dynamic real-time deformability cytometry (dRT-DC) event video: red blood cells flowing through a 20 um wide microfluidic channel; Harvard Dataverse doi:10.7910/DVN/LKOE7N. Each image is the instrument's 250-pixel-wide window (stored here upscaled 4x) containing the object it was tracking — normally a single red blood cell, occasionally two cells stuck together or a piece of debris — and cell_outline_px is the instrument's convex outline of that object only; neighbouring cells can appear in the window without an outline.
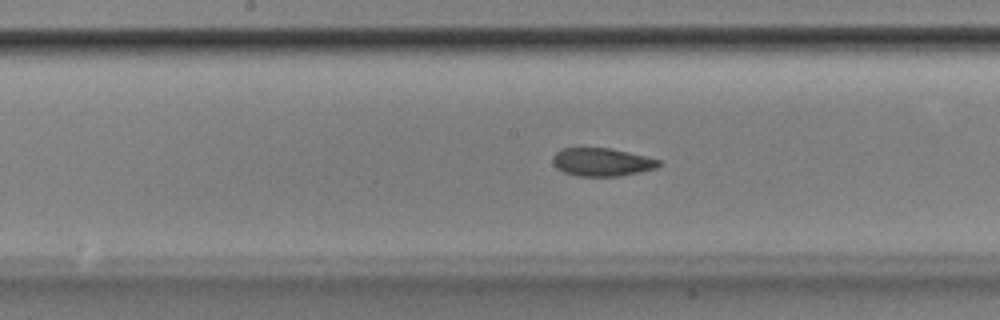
{"species": "Egyptian fruit bat (a non-hibernating species)", "species_latin": "Rousettus aegyptiacus", "temperature_condition": "room temperature", "stored_images_in_passage": 53, "camera_frame_rate_fps": 3000, "um_per_image_px": 0.085, "animal": {"sex": "male"}, "frame": {"image": 1, "passage_image": 27, "time_ms": 8.667, "image_size_px": [1000, 320], "cell_outline_px": [[660, 164], [656, 168], [640, 172], [620, 176], [576, 176], [564, 172], [556, 168], [552, 160], [552, 156], [560, 148], [612, 148], [660, 160]], "centroid_in_image_um": [51.12, 13.77], "position_along_channel_um": 197.1, "area_um2": 17.4}}
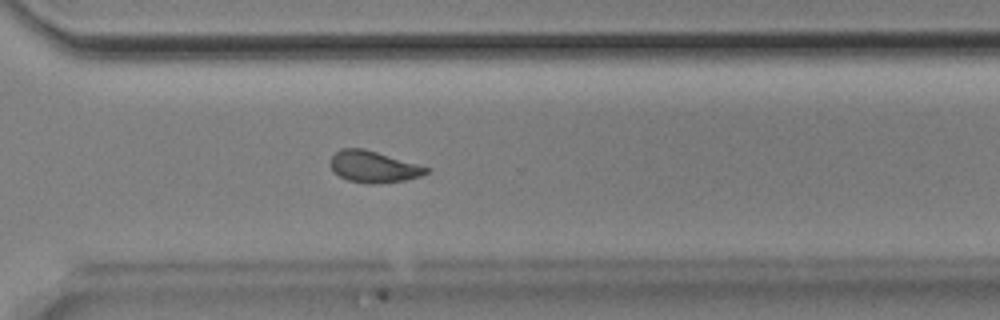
{"frame": {"image": 2, "passage_image": 38, "time_ms": 12.333, "image_size_px": [1000, 320], "cell_outline_px": [[432, 168], [428, 172], [420, 176], [404, 180], [380, 184], [368, 184], [348, 180], [340, 176], [328, 164], [332, 156], [340, 148], [364, 148]], "centroid_in_image_um": [31.75, 14.17], "position_along_channel_um": 338.8, "area_um2": 17.69}}
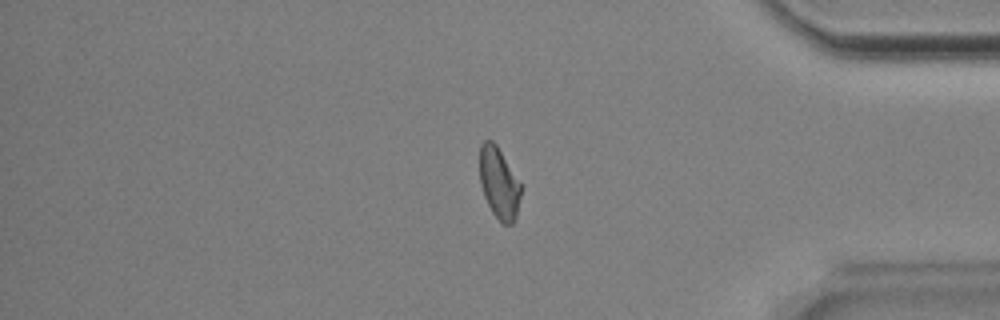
{"frame": {"image": 3, "passage_image": 44, "time_ms": 14.333, "image_size_px": [1000, 320], "cell_outline_px": [[520, 196], [516, 220], [512, 224], [504, 224], [492, 212], [484, 196], [480, 184], [480, 144], [484, 140], [492, 140], [496, 144], [520, 184]], "centroid_in_image_um": [42.39, 15.57], "position_along_channel_um": 392.8, "area_um2": 16.82}, "authors_computed_cell_mechanics": {"area_um2": 17.8602, "velocity_mm_per_s": 3.8771, "shape_relaxation_time_tau1_ms": 5.4512, "shape_relaxation_time_tau2_ms": 2.5731, "deformation_change_tau1": 0.1718, "deformation_change_tau2": 0.0855}}